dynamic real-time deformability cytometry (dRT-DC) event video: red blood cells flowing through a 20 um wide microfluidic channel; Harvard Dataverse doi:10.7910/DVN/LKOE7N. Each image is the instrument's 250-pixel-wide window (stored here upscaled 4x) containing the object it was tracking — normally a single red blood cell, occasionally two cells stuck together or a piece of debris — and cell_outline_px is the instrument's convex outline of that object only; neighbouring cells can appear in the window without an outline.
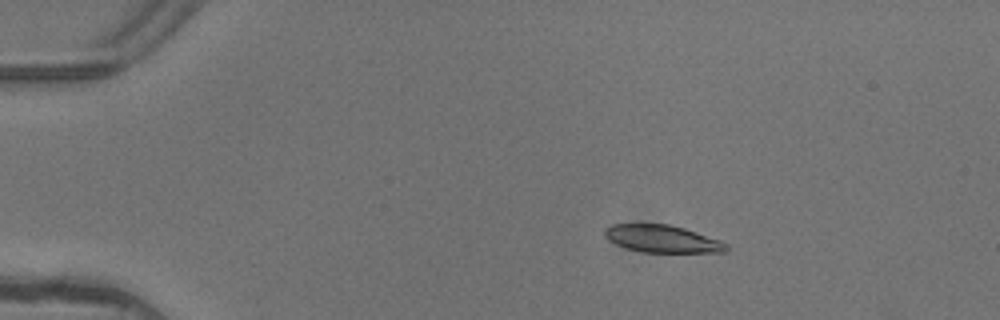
{"species": "common noctule bat (a hibernating species)", "species_latin": "Nyctalus noctula", "temperature_condition": "warm", "stored_images_in_passage": 5, "camera_frame_rate_fps": 3000, "um_per_image_px": 0.085, "animal": {"sex": "female"}, "frame": {"image": 1, "passage_image": 3, "time_ms": 0.667, "image_size_px": [1000, 320], "cell_outline_px": [[728, 252], [644, 252], [628, 248], [616, 244], [608, 240], [604, 236], [604, 232], [612, 224], [668, 224], [684, 228], [720, 240], [728, 244]], "centroid_in_image_um": [56.32, 20.3], "position_along_channel_um": 28.7, "area_um2": 19.25}}